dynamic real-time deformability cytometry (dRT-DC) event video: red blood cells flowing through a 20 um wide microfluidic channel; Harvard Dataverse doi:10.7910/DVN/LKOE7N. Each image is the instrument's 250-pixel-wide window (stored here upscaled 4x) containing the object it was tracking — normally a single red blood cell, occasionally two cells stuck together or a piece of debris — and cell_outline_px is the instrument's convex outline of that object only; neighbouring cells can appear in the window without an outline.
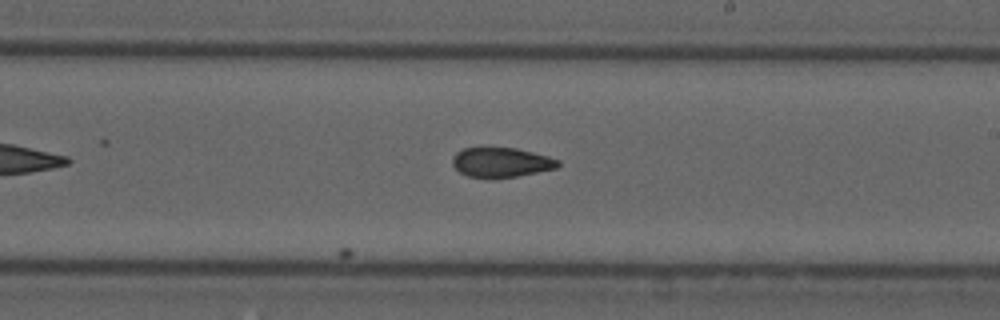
{"species": "common noctule bat (a hibernating species)", "species_latin": "Nyctalus noctula", "temperature_condition": "cold", "stored_images_in_passage": 28, "camera_frame_rate_fps": 3000, "um_per_image_px": 0.085, "animal": {"sex": "male", "forearm_length_mm": 52.5}, "frame": {"image": 1, "passage_image": 28, "time_ms": 9.0, "image_size_px": [1000, 320], "cell_outline_px": [[560, 164], [556, 168], [516, 176], [468, 176], [460, 172], [452, 164], [452, 156], [456, 152], [464, 148], [516, 148], [548, 156], [560, 160]], "centroid_in_image_um": [42.6, 13.77], "position_along_channel_um": 246.4, "area_um2": 17.74}}